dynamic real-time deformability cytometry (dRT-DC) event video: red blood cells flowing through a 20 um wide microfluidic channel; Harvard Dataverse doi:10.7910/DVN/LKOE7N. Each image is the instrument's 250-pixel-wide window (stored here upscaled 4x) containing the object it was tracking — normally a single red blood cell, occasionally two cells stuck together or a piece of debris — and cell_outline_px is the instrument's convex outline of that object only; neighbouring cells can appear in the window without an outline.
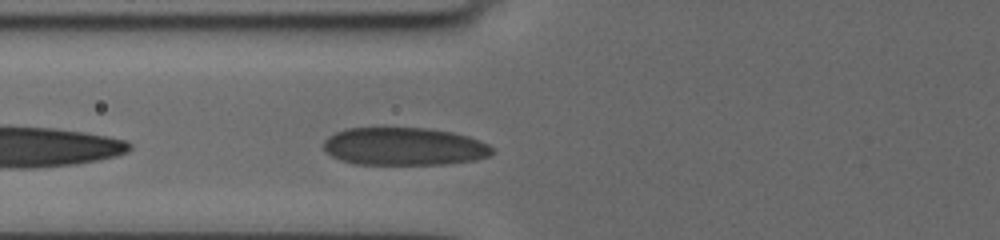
{"species": "human", "species_latin": "Homo sapiens", "temperature_condition": "cold", "stored_images_in_passage": 25, "camera_frame_rate_fps": 3000, "um_per_image_px": 0.085, "donor": {"sex": "female"}, "frame": {"image": 1, "passage_image": 3, "time_ms": 0.667, "image_size_px": [1000, 240], "cell_outline_px": [[492, 156], [476, 160], [444, 164], [356, 164], [340, 160], [324, 152], [324, 140], [328, 136], [336, 132], [348, 128], [428, 128], [452, 132], [468, 136], [480, 140], [488, 144], [492, 148]], "centroid_in_image_um": [34.35, 12.45], "position_along_channel_um": 91.4, "area_um2": 37.34}}
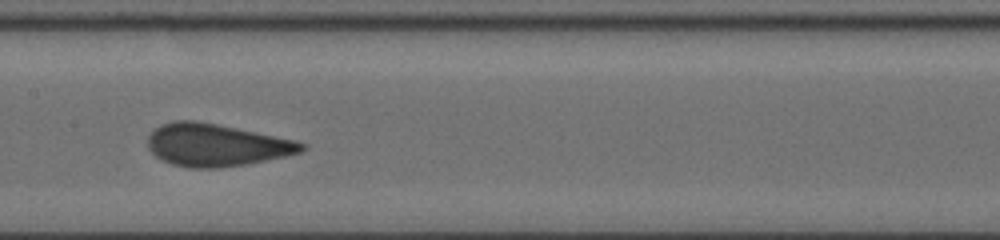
{"frame": {"image": 2, "passage_image": 11, "time_ms": 3.333, "image_size_px": [1000, 240], "cell_outline_px": [[308, 148], [300, 152], [288, 156], [244, 164], [220, 168], [188, 168], [172, 164], [156, 156], [148, 148], [148, 136], [160, 124], [176, 120], [192, 120], [216, 124], [296, 140], [308, 144]], "centroid_in_image_um": [18.4, 12.33], "position_along_channel_um": 189.0, "area_um2": 37.97}}
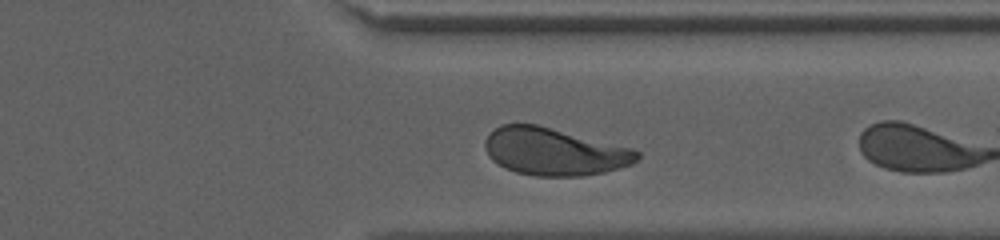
{"frame": {"image": 3, "passage_image": 23, "time_ms": 7.333, "image_size_px": [1000, 240], "cell_outline_px": [[640, 156], [632, 164], [620, 168], [604, 172], [580, 176], [536, 176], [516, 172], [504, 168], [492, 160], [488, 156], [484, 144], [484, 140], [500, 124], [536, 124], [632, 148], [640, 152]], "centroid_in_image_um": [47.1, 12.89], "position_along_channel_um": 364.3, "area_um2": 41.91}}